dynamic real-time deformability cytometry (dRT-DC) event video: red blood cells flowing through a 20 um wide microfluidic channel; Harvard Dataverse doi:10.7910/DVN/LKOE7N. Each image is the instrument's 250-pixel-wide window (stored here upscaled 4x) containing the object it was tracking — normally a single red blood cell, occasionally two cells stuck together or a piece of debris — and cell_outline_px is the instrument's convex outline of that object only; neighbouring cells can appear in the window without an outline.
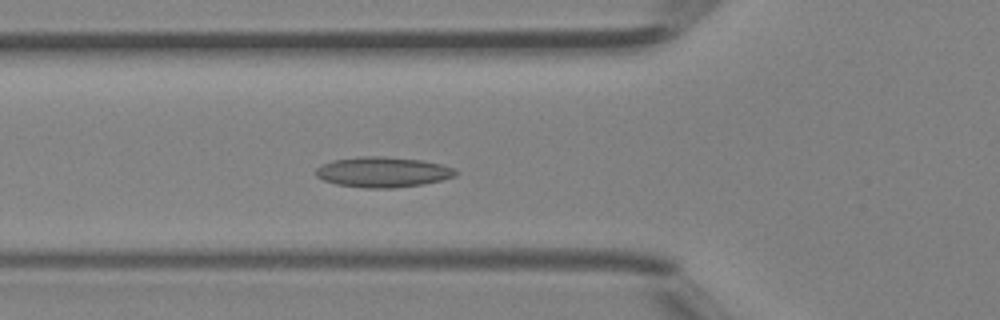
{"species": "Egyptian fruit bat (a non-hibernating species)", "species_latin": "Rousettus aegyptiacus", "temperature_condition": "room temperature", "stored_images_in_passage": 29, "camera_frame_rate_fps": 3000, "um_per_image_px": 0.085, "animal": {"sex": "female"}, "frame": {"image": 1, "passage_image": 6, "time_ms": 1.667, "image_size_px": [1000, 320], "cell_outline_px": [[460, 172], [456, 176], [424, 184], [396, 188], [368, 188], [336, 184], [324, 180], [316, 176], [316, 168], [320, 164], [332, 160], [356, 156], [380, 156], [420, 160], [440, 164], [456, 168]], "centroid_in_image_um": [32.54, 14.62], "position_along_channel_um": 93.3, "area_um2": 24.91}}
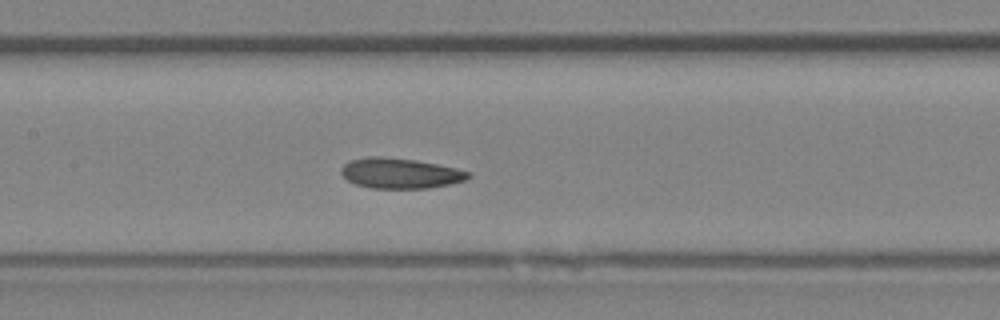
{"frame": {"image": 2, "passage_image": 11, "time_ms": 3.333, "image_size_px": [1000, 320], "cell_outline_px": [[472, 176], [464, 180], [448, 184], [428, 188], [372, 188], [356, 184], [348, 180], [340, 172], [340, 168], [348, 160], [368, 156], [380, 156], [416, 160], [456, 168], [468, 172]], "centroid_in_image_um": [33.97, 14.71], "position_along_channel_um": 173.4, "area_um2": 22.37}}
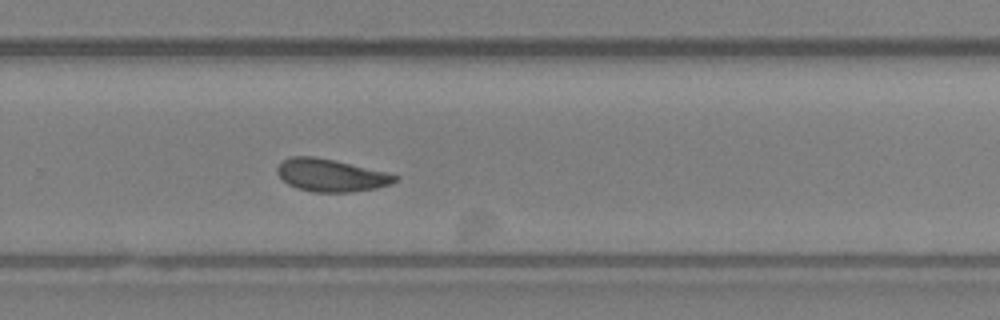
{"frame": {"image": 3, "passage_image": 19, "time_ms": 6.0, "image_size_px": [1000, 320], "cell_outline_px": [[400, 176], [396, 180], [388, 184], [376, 188], [352, 192], [312, 192], [296, 188], [288, 184], [276, 172], [276, 168], [284, 160], [292, 156], [312, 156], [332, 160], [388, 172]], "centroid_in_image_um": [28.12, 14.9], "position_along_channel_um": 301.7, "area_um2": 22.14}}